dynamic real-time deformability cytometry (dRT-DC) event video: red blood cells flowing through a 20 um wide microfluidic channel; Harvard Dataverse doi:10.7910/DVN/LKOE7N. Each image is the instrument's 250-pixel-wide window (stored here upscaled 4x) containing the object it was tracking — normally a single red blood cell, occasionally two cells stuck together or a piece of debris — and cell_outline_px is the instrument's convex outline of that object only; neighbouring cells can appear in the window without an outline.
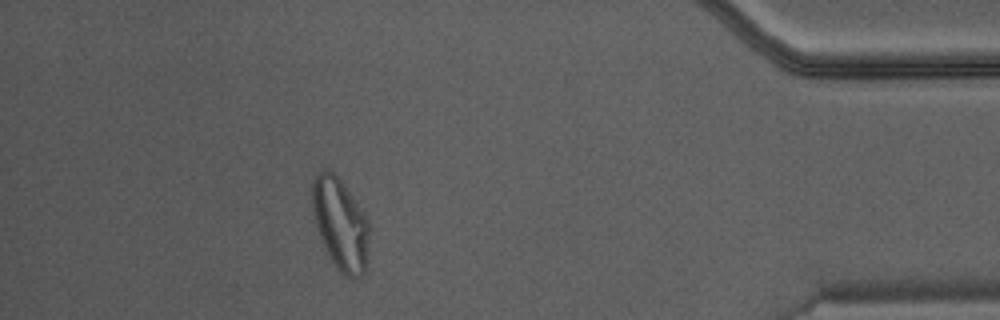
{"species": "Egyptian fruit bat (a non-hibernating species)", "species_latin": "Rousettus aegyptiacus", "temperature_condition": "warm", "stored_images_in_passage": 39, "camera_frame_rate_fps": 3000, "um_per_image_px": 0.085, "animal": {"sex": "male"}, "frame": {"image": 1, "passage_image": 34, "time_ms": 11.0, "image_size_px": [1000, 320], "cell_outline_px": [[368, 276], [356, 280], [348, 280], [336, 268], [320, 236], [316, 224], [312, 208], [312, 184], [320, 168], [328, 168], [344, 184], [368, 220]], "centroid_in_image_um": [28.97, 19.14], "position_along_channel_um": 406.2, "area_um2": 30.81}}